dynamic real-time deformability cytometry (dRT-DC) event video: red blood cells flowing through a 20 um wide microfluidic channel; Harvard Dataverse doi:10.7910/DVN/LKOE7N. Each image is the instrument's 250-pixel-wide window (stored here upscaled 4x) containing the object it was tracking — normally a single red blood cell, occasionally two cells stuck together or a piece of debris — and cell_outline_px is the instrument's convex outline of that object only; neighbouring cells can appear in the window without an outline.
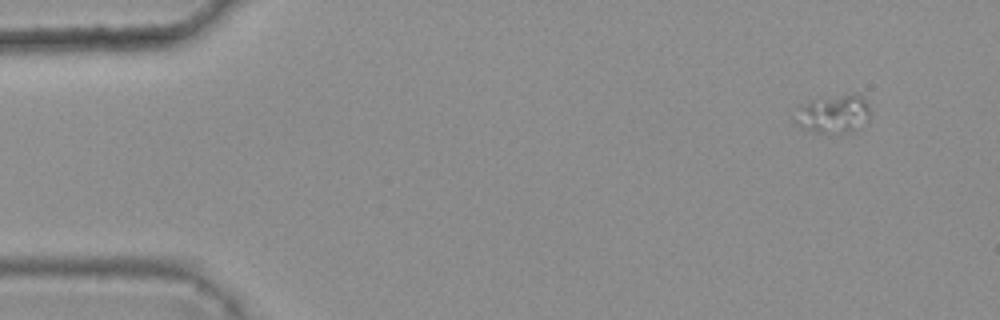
{"species": "common noctule bat (a hibernating species)", "species_latin": "Nyctalus noctula", "temperature_condition": "warm", "stored_images_in_passage": 7, "camera_frame_rate_fps": 3000, "um_per_image_px": 0.085, "animal": {"sex": "female", "body_mass_g": 25.1}, "frame": {"image": 1, "passage_image": 1, "time_ms": 0.0, "image_size_px": [1000, 320], "cell_outline_px": [[868, 116], [852, 132], [816, 132], [800, 128], [796, 124], [796, 120], [804, 108], [808, 104], [824, 100], [844, 96], [860, 96], [868, 104]], "centroid_in_image_um": [70.89, 9.77], "position_along_channel_um": 14.1, "area_um2": 14.85}}
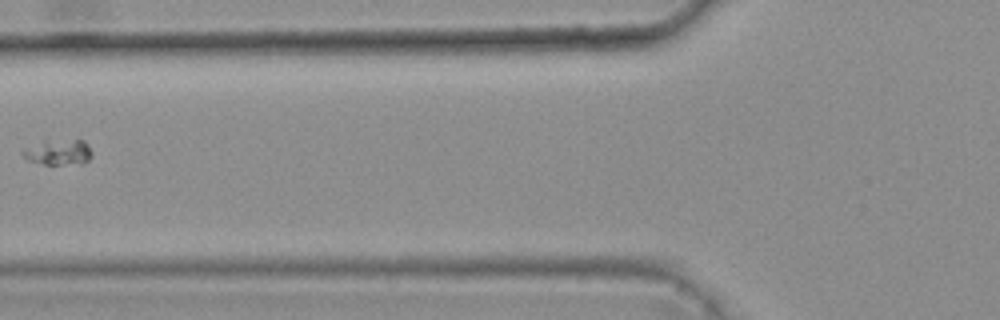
{"frame": {"image": 2, "passage_image": 6, "time_ms": 1.667, "image_size_px": [1000, 320], "cell_outline_px": [[92, 156], [88, 160], [80, 164], [44, 164], [28, 160], [20, 152], [44, 140], [84, 140], [92, 152]], "centroid_in_image_um": [5.0, 12.94], "position_along_channel_um": 120.8, "area_um2": 10.12}}
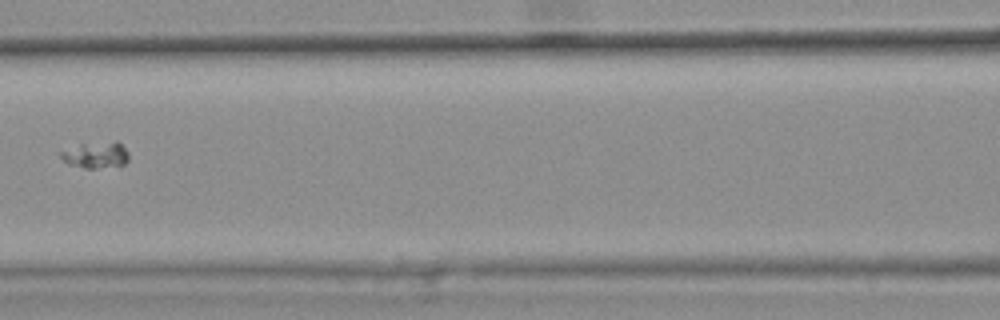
{"frame": {"image": 3, "passage_image": 7, "time_ms": 2.0, "image_size_px": [1000, 320], "cell_outline_px": [[128, 160], [124, 164], [96, 168], [84, 168], [68, 164], [56, 152], [80, 144], [116, 140], [128, 152]], "centroid_in_image_um": [8.11, 13.15], "position_along_channel_um": 158.5, "area_um2": 10.46}}